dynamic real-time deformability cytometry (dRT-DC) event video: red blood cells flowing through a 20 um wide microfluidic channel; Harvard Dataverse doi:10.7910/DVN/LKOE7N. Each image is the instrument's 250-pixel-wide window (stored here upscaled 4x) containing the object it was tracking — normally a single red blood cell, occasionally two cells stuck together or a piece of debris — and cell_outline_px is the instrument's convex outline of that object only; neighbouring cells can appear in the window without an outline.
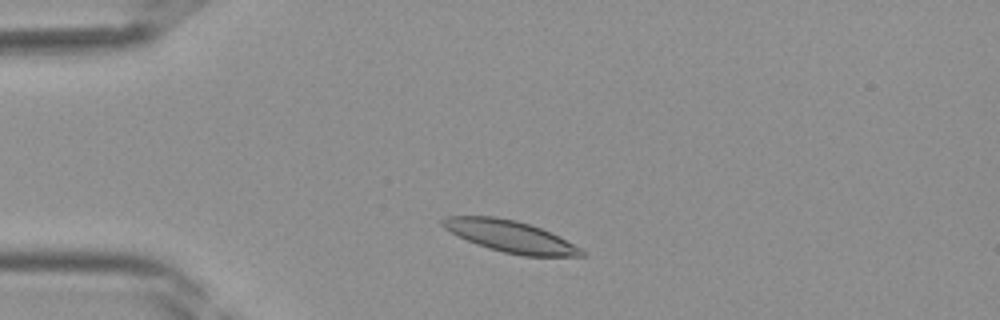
{"species": "Egyptian fruit bat (a non-hibernating species)", "species_latin": "Rousettus aegyptiacus", "temperature_condition": "room temperature", "stored_images_in_passage": 36, "camera_frame_rate_fps": 3000, "um_per_image_px": 0.085, "frame": {"image": 1, "passage_image": 5, "time_ms": 1.333, "image_size_px": [1000, 320], "cell_outline_px": [[584, 256], [524, 256], [504, 252], [488, 248], [476, 244], [444, 228], [440, 224], [440, 220], [448, 216], [492, 216], [516, 220], [540, 228], [580, 248], [584, 252]], "centroid_in_image_um": [43.32, 20.09], "position_along_channel_um": 41.7, "area_um2": 25.09}}
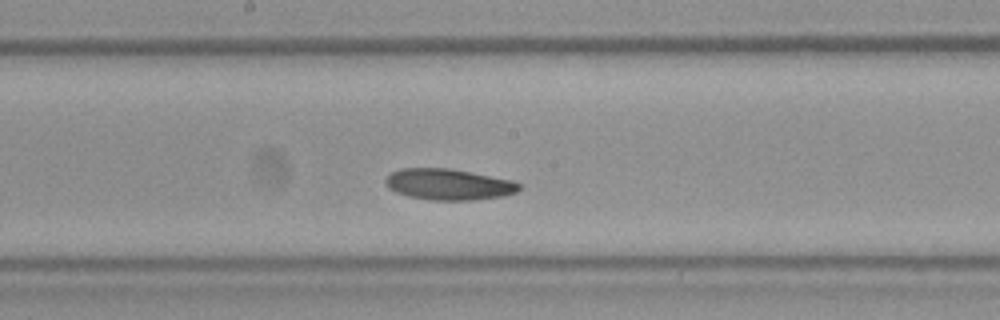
{"frame": {"image": 2, "passage_image": 17, "time_ms": 5.333, "image_size_px": [1000, 320], "cell_outline_px": [[520, 188], [516, 192], [504, 196], [472, 200], [432, 200], [408, 196], [396, 192], [388, 188], [384, 180], [392, 172], [400, 168], [448, 168], [512, 180], [520, 184]], "centroid_in_image_um": [38.11, 15.67], "position_along_channel_um": 210.1, "area_um2": 24.1}}
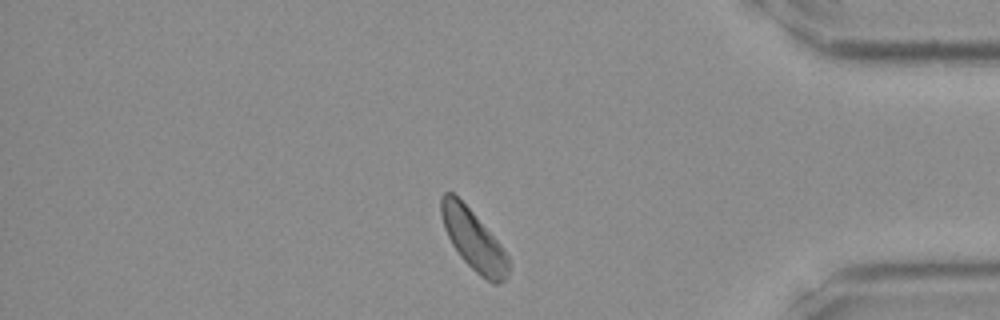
{"frame": {"image": 3, "passage_image": 30, "time_ms": 9.667, "image_size_px": [1000, 320], "cell_outline_px": [[508, 276], [500, 284], [492, 284], [480, 276], [460, 256], [452, 244], [444, 228], [440, 212], [440, 196], [444, 192], [452, 192], [472, 212], [500, 244], [508, 256]], "centroid_in_image_um": [40.23, 20.41], "position_along_channel_um": 395.0, "area_um2": 23.29}}